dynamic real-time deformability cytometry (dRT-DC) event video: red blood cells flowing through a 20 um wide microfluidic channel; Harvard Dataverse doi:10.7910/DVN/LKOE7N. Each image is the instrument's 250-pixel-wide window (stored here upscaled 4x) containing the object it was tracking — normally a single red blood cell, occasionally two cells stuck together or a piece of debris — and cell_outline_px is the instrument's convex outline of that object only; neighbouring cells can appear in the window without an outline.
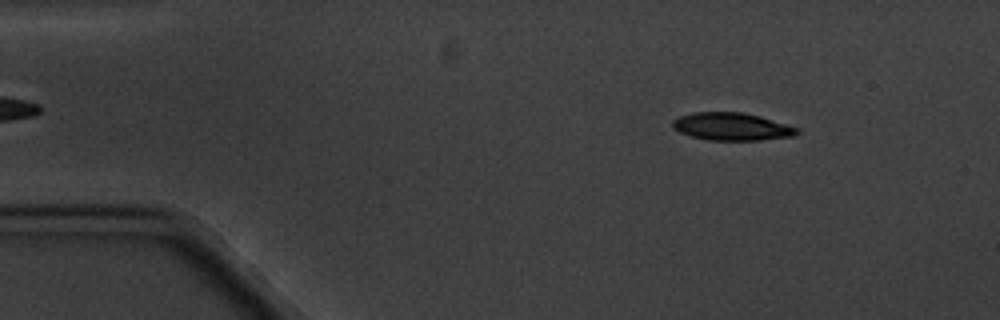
{"species": "common noctule bat (a hibernating species)", "species_latin": "Nyctalus noctula", "temperature_condition": "cold", "stored_images_in_passage": 11, "camera_frame_rate_fps": 3000, "um_per_image_px": 0.085, "animal": {"sex": "male", "body_mass_g": 20.1, "forearm_length_mm": 53.5}, "frame": {"image": 1, "passage_image": 2, "time_ms": 1.0, "image_size_px": [1000, 320], "cell_outline_px": [[800, 132], [792, 136], [760, 140], [708, 140], [692, 136], [680, 132], [672, 128], [672, 120], [680, 116], [692, 112], [740, 112], [760, 116], [800, 128]], "centroid_in_image_um": [62.2, 10.75], "position_along_channel_um": 22.8, "area_um2": 20.06}}
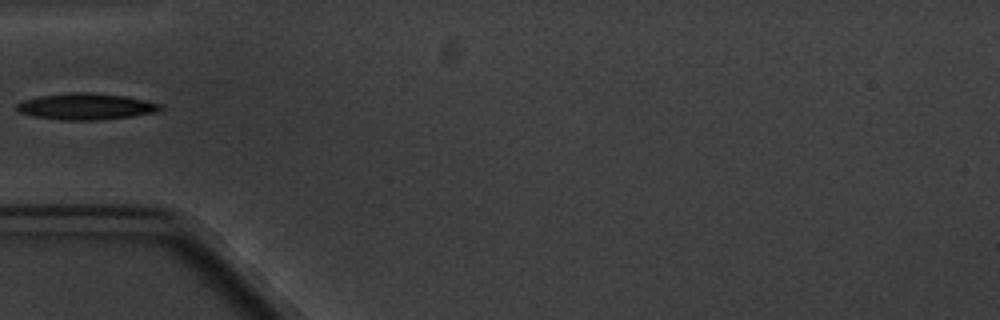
{"frame": {"image": 2, "passage_image": 5, "time_ms": 4.667, "image_size_px": [1000, 320], "cell_outline_px": [[164, 108], [156, 112], [132, 116], [100, 120], [60, 120], [36, 116], [20, 112], [16, 108], [16, 104], [24, 100], [40, 96], [68, 92], [88, 92], [128, 96], [164, 104]], "centroid_in_image_um": [7.38, 9.04], "position_along_channel_um": 77.6, "area_um2": 22.2}}